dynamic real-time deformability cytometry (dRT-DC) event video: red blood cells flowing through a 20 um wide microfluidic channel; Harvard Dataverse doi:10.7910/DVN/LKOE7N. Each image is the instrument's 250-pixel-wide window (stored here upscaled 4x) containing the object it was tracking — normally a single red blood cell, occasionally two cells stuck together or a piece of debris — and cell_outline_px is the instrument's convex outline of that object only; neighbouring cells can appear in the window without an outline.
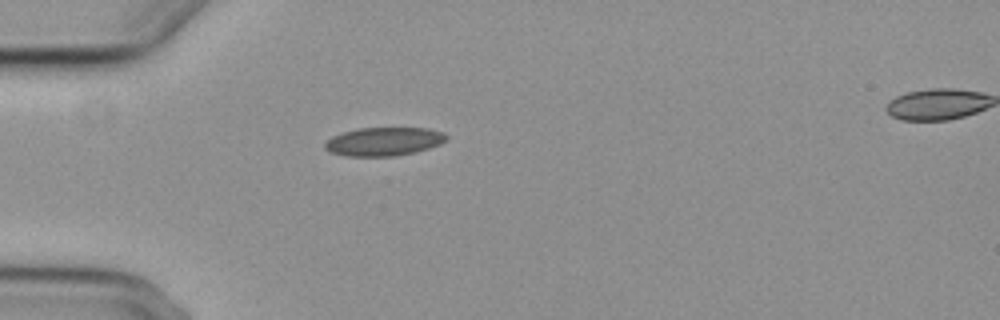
{"species": "common noctule bat (a hibernating species)", "species_latin": "Nyctalus noctula", "temperature_condition": "cold", "stored_images_in_passage": 2, "segment_of_instrument_passage": [1, 2], "camera_frame_rate_fps": 3000, "um_per_image_px": 0.085, "animal": {"sex": "female", "body_mass_g": 29.2, "forearm_length_mm": 56.3}, "frame": {"image": 1, "passage_image": 1, "time_ms": 0.0, "image_size_px": [1000, 320], "cell_outline_px": [[448, 140], [440, 144], [428, 148], [412, 152], [392, 156], [344, 156], [332, 152], [324, 148], [324, 144], [332, 136], [344, 132], [360, 128], [428, 128], [444, 132], [448, 136]], "centroid_in_image_um": [32.65, 12.02], "position_along_channel_um": 52.4, "area_um2": 20.06}}